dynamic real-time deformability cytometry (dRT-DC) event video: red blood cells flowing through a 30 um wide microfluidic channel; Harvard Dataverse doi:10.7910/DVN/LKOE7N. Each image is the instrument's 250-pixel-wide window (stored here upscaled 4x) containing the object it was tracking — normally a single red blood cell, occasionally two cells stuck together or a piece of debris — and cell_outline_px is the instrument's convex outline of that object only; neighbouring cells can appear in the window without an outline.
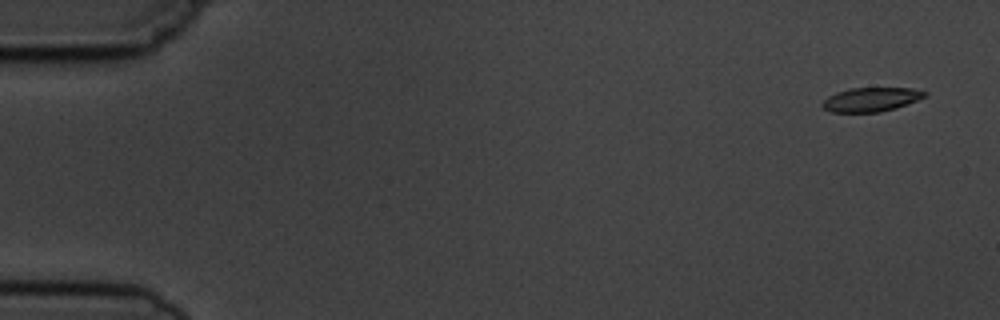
{"species": "common noctule bat (a hibernating species)", "species_latin": "Nyctalus noctula", "temperature_condition": "cold", "stored_images_in_passage": 5, "camera_frame_rate_fps": 3000, "um_per_image_px": 0.085, "animal": {"sex": "male", "body_mass_g": 19.5, "forearm_length_mm": 54.6}, "frame": {"image": 1, "passage_image": 1, "time_ms": 0.0, "image_size_px": [1000, 320], "cell_outline_px": [[928, 92], [924, 96], [916, 100], [896, 108], [880, 112], [832, 112], [824, 108], [820, 104], [828, 96], [836, 92], [852, 88], [912, 88]], "centroid_in_image_um": [74.01, 8.45], "position_along_channel_um": 11.0, "area_um2": 14.22}}
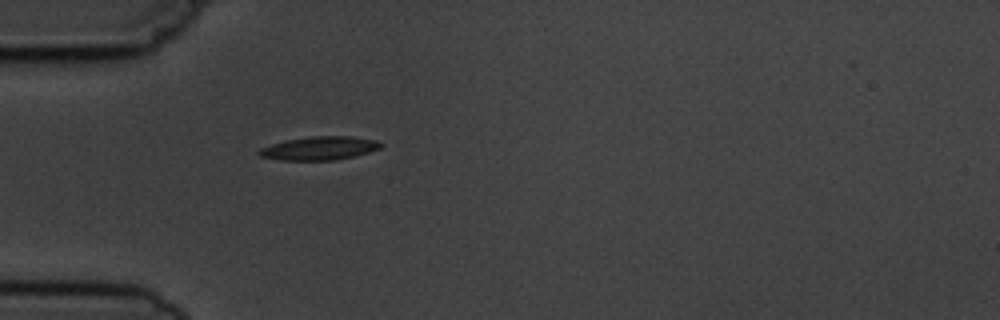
{"frame": {"image": 2, "passage_image": 5, "time_ms": 4.667, "image_size_px": [1000, 320], "cell_outline_px": [[384, 144], [380, 148], [368, 152], [336, 160], [280, 160], [260, 156], [256, 152], [260, 148], [272, 144], [288, 140], [312, 136], [348, 136], [376, 140]], "centroid_in_image_um": [27.14, 12.6], "position_along_channel_um": 57.9, "area_um2": 16.47}}